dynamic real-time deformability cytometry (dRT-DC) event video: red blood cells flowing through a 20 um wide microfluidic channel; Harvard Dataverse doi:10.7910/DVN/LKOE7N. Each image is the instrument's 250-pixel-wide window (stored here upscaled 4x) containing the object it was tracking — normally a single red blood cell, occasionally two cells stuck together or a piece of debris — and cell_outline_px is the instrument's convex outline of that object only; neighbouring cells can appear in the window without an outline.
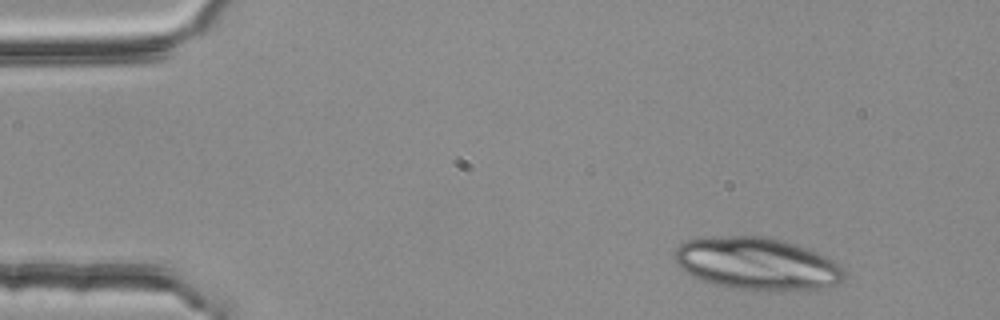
{"species": "common noctule bat (a hibernating species)", "species_latin": "Nyctalus noctula", "temperature_condition": "room temperature", "stored_images_in_passage": 4, "camera_frame_rate_fps": 3000, "um_per_image_px": 0.085, "animal": {"sex": "female", "body_mass_g": 25.1}, "frame": {"image": 1, "passage_image": 1, "time_ms": 0.0, "image_size_px": [1000, 320], "cell_outline_px": [[848, 276], [844, 280], [836, 284], [824, 288], [728, 288], [712, 284], [700, 280], [692, 276], [680, 268], [672, 260], [672, 252], [684, 240], [704, 236], [764, 236], [784, 240], [796, 244], [816, 252], [840, 264], [844, 268]], "centroid_in_image_um": [64.26, 22.37], "position_along_channel_um": 20.7, "area_um2": 51.79}}